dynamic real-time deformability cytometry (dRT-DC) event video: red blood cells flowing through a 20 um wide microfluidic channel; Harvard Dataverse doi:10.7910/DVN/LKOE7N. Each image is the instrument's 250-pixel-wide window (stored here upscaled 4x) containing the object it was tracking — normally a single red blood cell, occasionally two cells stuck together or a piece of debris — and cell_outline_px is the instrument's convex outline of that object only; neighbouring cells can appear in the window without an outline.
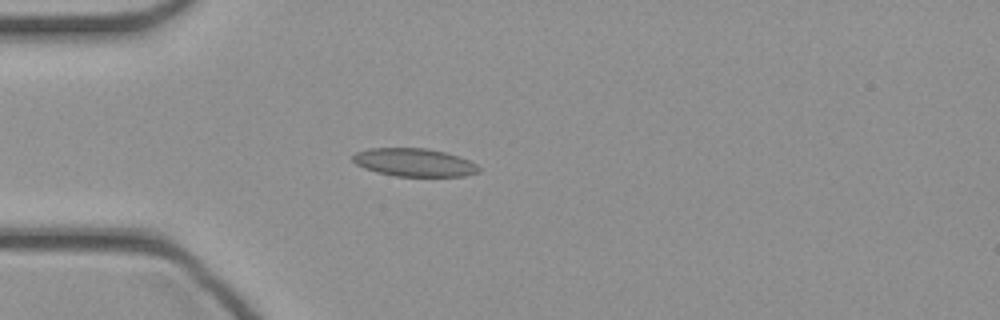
{"species": "common noctule bat (a hibernating species)", "species_latin": "Nyctalus noctula", "temperature_condition": "cold", "stored_images_in_passage": 37, "camera_frame_rate_fps": 3000, "um_per_image_px": 0.085, "animal": {"sex": "female", "body_mass_g": 21.9}, "frame": {"image": 1, "passage_image": 4, "time_ms": 1.0, "image_size_px": [1000, 320], "cell_outline_px": [[480, 172], [464, 176], [396, 176], [376, 172], [364, 168], [356, 164], [352, 160], [352, 156], [356, 152], [368, 148], [428, 148], [444, 152], [468, 160], [476, 164], [480, 168]], "centroid_in_image_um": [35.18, 13.8], "position_along_channel_um": 49.8, "area_um2": 20.58}}
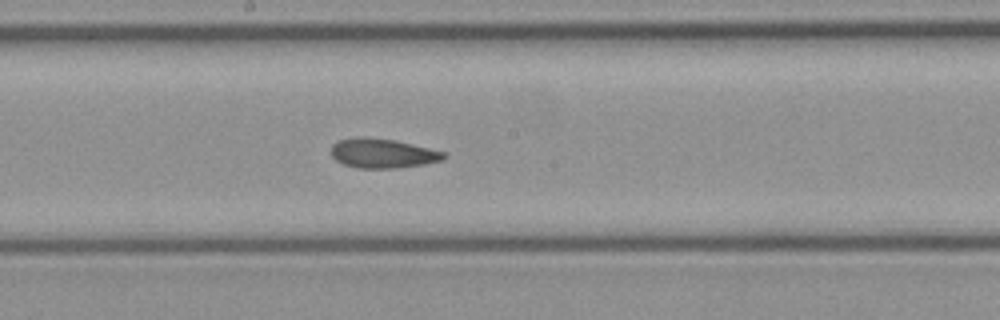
{"frame": {"image": 2, "passage_image": 16, "time_ms": 5.0, "image_size_px": [1000, 320], "cell_outline_px": [[448, 156], [444, 160], [424, 164], [396, 168], [360, 168], [344, 164], [336, 160], [332, 156], [332, 144], [336, 140], [360, 136], [364, 136], [396, 140], [444, 152]], "centroid_in_image_um": [32.52, 13.02], "position_along_channel_um": 215.7, "area_um2": 19.42}}
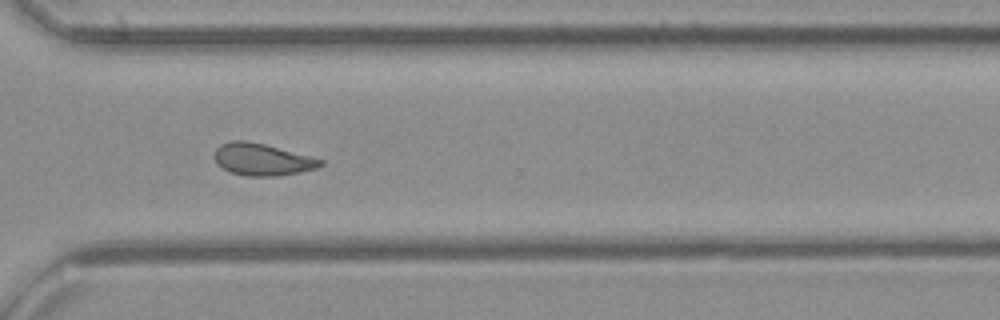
{"frame": {"image": 3, "passage_image": 25, "time_ms": 8.0, "image_size_px": [1000, 320], "cell_outline_px": [[324, 164], [316, 168], [300, 172], [276, 176], [248, 176], [232, 172], [216, 164], [216, 148], [220, 144], [232, 140], [248, 140], [264, 144], [324, 160]], "centroid_in_image_um": [22.29, 13.55], "position_along_channel_um": 348.3, "area_um2": 19.54}}